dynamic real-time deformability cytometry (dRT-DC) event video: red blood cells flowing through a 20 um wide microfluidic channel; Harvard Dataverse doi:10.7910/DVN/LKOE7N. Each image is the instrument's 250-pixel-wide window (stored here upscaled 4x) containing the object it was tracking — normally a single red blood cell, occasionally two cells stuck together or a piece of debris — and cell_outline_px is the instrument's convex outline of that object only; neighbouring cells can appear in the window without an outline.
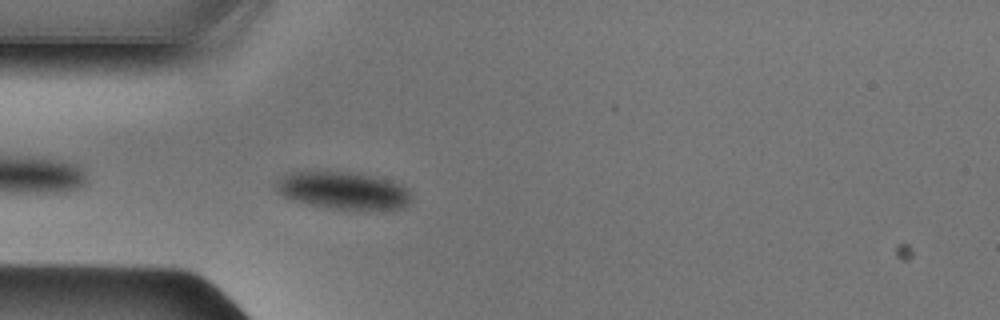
{"species": "Egyptian fruit bat (a non-hibernating species)", "species_latin": "Rousettus aegyptiacus", "temperature_condition": "cold", "stored_images_in_passage": 38, "camera_frame_rate_fps": 3000, "um_per_image_px": 0.085, "animal": {"sex": "male"}, "frame": {"image": 1, "passage_image": 3, "time_ms": 0.667, "image_size_px": [1000, 320], "cell_outline_px": [[412, 200], [404, 208], [332, 208], [308, 204], [284, 196], [276, 192], [276, 180], [284, 172], [304, 168], [316, 168], [348, 172], [372, 176], [392, 180], [400, 184], [408, 192]], "centroid_in_image_um": [29.03, 16.11], "position_along_channel_um": 56.0, "area_um2": 30.06}}
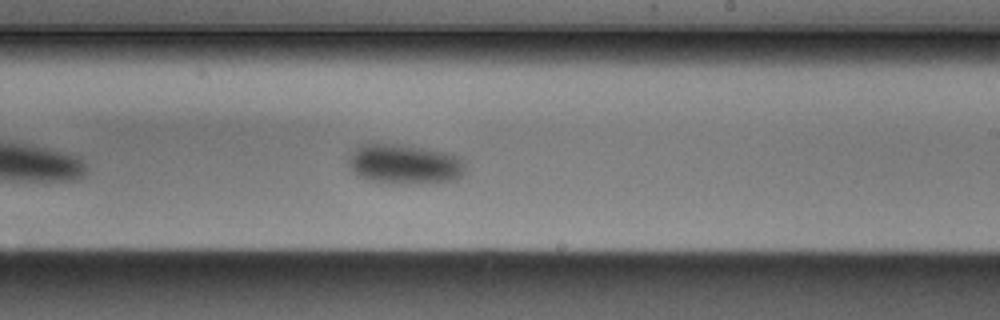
{"frame": {"image": 2, "passage_image": 18, "time_ms": 5.667, "image_size_px": [1000, 320], "cell_outline_px": [[464, 172], [456, 180], [368, 180], [360, 176], [348, 164], [348, 160], [352, 152], [360, 144], [372, 140], [376, 140], [408, 144], [452, 152], [460, 156], [464, 160]], "centroid_in_image_um": [34.38, 13.8], "position_along_channel_um": 254.6, "area_um2": 26.88}}
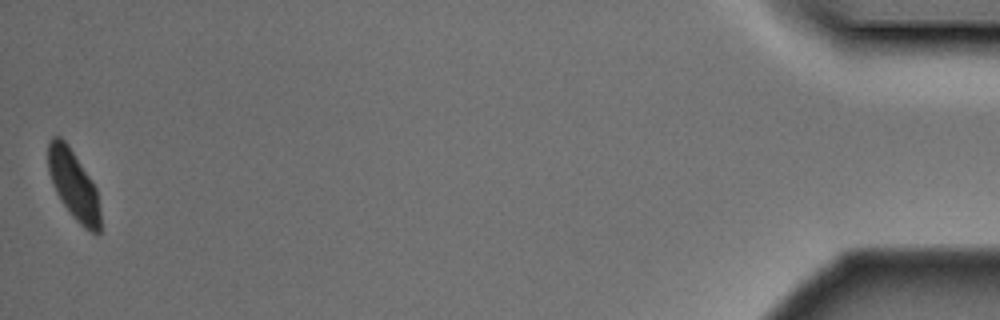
{"frame": {"image": 3, "passage_image": 38, "time_ms": 12.333, "image_size_px": [1000, 320], "cell_outline_px": [[100, 232], [96, 236], [84, 228], [72, 216], [60, 200], [52, 184], [48, 172], [48, 144], [52, 136], [60, 136], [68, 144], [96, 188], [100, 212]], "centroid_in_image_um": [6.24, 15.74], "position_along_channel_um": 429.0, "area_um2": 21.04}}